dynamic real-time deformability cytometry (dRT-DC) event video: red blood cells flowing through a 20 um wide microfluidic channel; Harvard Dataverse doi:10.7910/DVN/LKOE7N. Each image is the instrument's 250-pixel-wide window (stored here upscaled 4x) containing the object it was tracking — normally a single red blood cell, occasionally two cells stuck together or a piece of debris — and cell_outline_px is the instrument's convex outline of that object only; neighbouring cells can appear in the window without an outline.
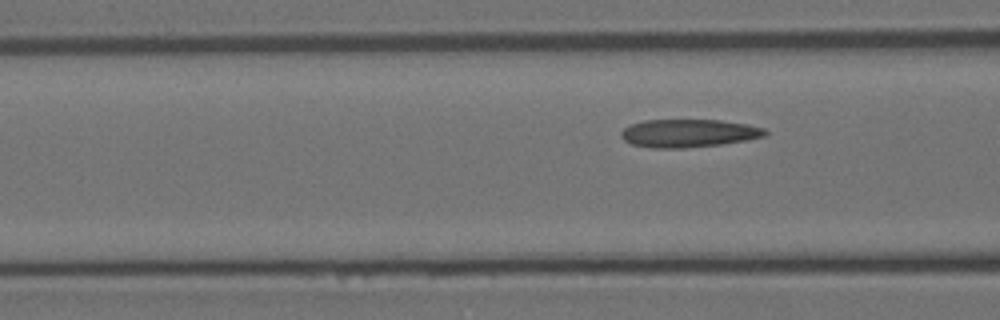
{"species": "Egyptian fruit bat (a non-hibernating species)", "species_latin": "Rousettus aegyptiacus", "temperature_condition": "room temperature", "stored_images_in_passage": 7, "segment_of_instrument_passage": [2, 2], "camera_frame_rate_fps": 3000, "um_per_image_px": 0.085, "animal": {"sex": "female"}, "frame": {"image": 1, "passage_image": 7, "time_ms": 7.0, "image_size_px": [1000, 320], "cell_outline_px": [[768, 132], [764, 136], [748, 140], [720, 144], [680, 148], [652, 148], [632, 144], [624, 140], [620, 136], [620, 132], [624, 128], [632, 124], [644, 120], [720, 120], [748, 124], [764, 128]], "centroid_in_image_um": [58.53, 11.32], "position_along_channel_um": 108.1, "area_um2": 23.47}}